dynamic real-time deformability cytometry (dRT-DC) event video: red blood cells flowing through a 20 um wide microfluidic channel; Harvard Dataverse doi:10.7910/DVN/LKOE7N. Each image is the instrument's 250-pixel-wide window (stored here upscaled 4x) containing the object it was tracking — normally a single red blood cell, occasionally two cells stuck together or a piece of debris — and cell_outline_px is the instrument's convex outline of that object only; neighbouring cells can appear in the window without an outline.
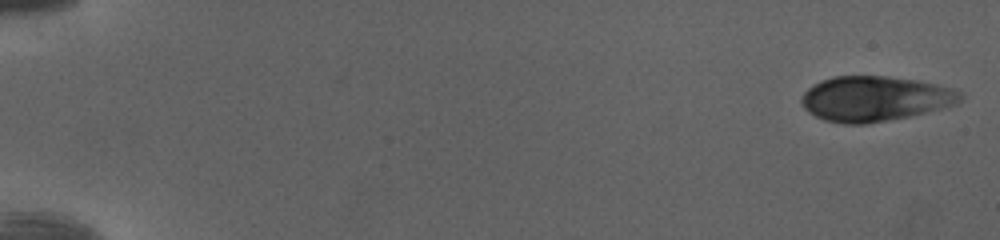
{"species": "human", "species_latin": "Homo sapiens", "temperature_condition": "cold", "stored_images_in_passage": 51, "camera_frame_rate_fps": 3000, "um_per_image_px": 0.085, "donor": {"sex": "female"}, "frame": {"image": 1, "passage_image": 1, "time_ms": 0.0, "image_size_px": [1000, 240], "cell_outline_px": [[964, 96], [956, 104], [948, 108], [908, 116], [864, 124], [840, 124], [824, 120], [808, 112], [804, 108], [800, 100], [804, 92], [812, 84], [820, 80], [832, 76], [888, 76], [916, 80], [936, 84], [952, 88], [960, 92]], "centroid_in_image_um": [74.36, 8.38], "position_along_channel_um": 10.6, "area_um2": 42.02}}
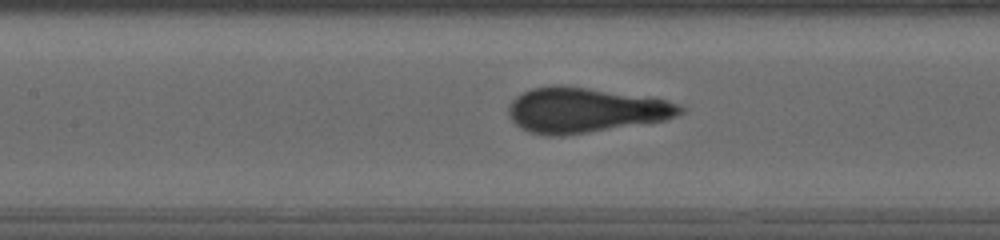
{"frame": {"image": 2, "passage_image": 25, "time_ms": 8.0, "image_size_px": [1000, 240], "cell_outline_px": [[688, 108], [684, 112], [676, 116], [664, 120], [560, 136], [548, 136], [528, 132], [520, 128], [508, 116], [508, 108], [512, 100], [516, 96], [532, 88], [552, 84], [560, 84], [668, 100], [680, 104]], "centroid_in_image_um": [49.71, 9.35], "position_along_channel_um": 157.7, "area_um2": 44.91}}
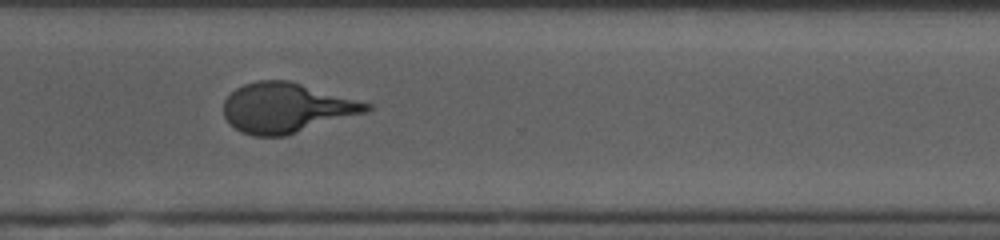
{"frame": {"image": 3, "passage_image": 39, "time_ms": 12.667, "image_size_px": [1000, 240], "cell_outline_px": [[372, 108], [368, 112], [288, 136], [252, 136], [240, 132], [228, 124], [224, 116], [224, 100], [236, 88], [244, 84], [260, 80], [288, 80], [372, 104]], "centroid_in_image_um": [24.34, 9.19], "position_along_channel_um": 346.3, "area_um2": 41.79}, "authors_computed_cell_mechanics": {"area_um2": 42.2518, "velocity_mm_per_s": 4.0489, "shape_relaxation_time_tau1_ms": 5.3493, "shape_relaxation_time_tau2_ms": null, "deformation_change_tau1": 0.185, "deformation_change_tau2": null}}